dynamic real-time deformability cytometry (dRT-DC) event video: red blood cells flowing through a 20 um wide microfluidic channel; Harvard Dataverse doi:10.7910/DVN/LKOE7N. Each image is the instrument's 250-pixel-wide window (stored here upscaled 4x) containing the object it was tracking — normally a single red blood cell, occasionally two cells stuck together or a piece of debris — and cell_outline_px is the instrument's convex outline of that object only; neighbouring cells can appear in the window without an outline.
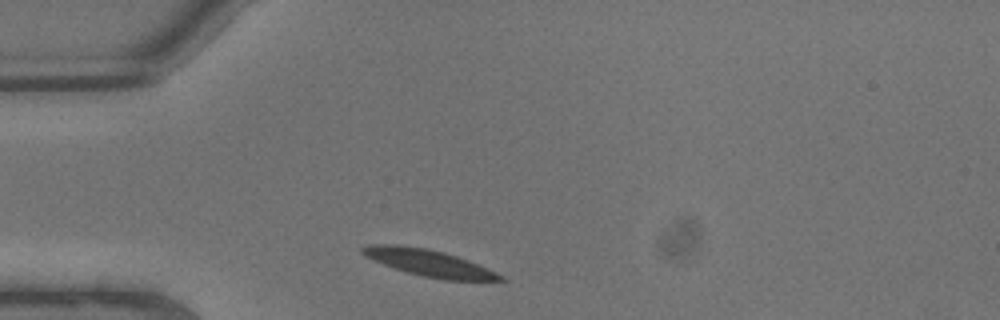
{"species": "common noctule bat (a hibernating species)", "species_latin": "Nyctalus noctula", "temperature_condition": "warm", "stored_images_in_passage": 3, "camera_frame_rate_fps": 3000, "um_per_image_px": 0.085, "animal": {"sex": "male", "body_mass_g": 13.3}, "frame": {"image": 1, "passage_image": 1, "time_ms": 0.0, "image_size_px": [1000, 320], "cell_outline_px": [[504, 280], [444, 280], [424, 276], [408, 272], [384, 264], [360, 252], [360, 248], [368, 244], [396, 244], [428, 248], [444, 252], [468, 260], [496, 272], [504, 276]], "centroid_in_image_um": [36.46, 22.33], "position_along_channel_um": 48.5, "area_um2": 21.04}}
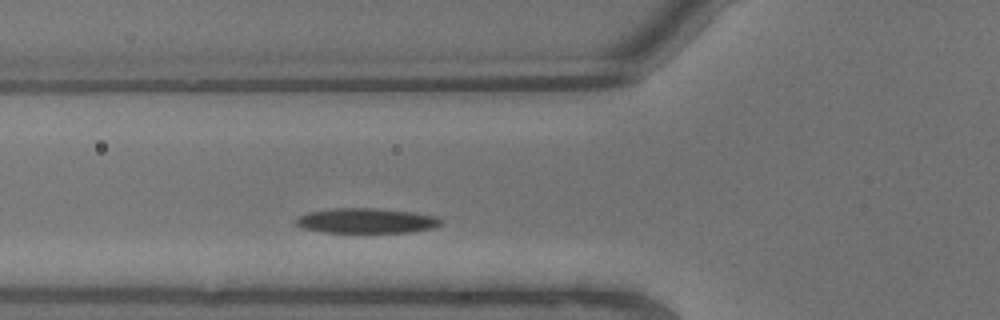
{"frame": {"image": 2, "passage_image": 3, "time_ms": 0.667, "image_size_px": [1000, 320], "cell_outline_px": [[444, 220], [440, 224], [432, 228], [408, 232], [324, 232], [300, 228], [296, 224], [296, 220], [300, 216], [308, 212], [332, 208], [372, 208], [412, 212], [436, 216]], "centroid_in_image_um": [31.12, 18.76], "position_along_channel_um": 94.7, "area_um2": 20.98}}